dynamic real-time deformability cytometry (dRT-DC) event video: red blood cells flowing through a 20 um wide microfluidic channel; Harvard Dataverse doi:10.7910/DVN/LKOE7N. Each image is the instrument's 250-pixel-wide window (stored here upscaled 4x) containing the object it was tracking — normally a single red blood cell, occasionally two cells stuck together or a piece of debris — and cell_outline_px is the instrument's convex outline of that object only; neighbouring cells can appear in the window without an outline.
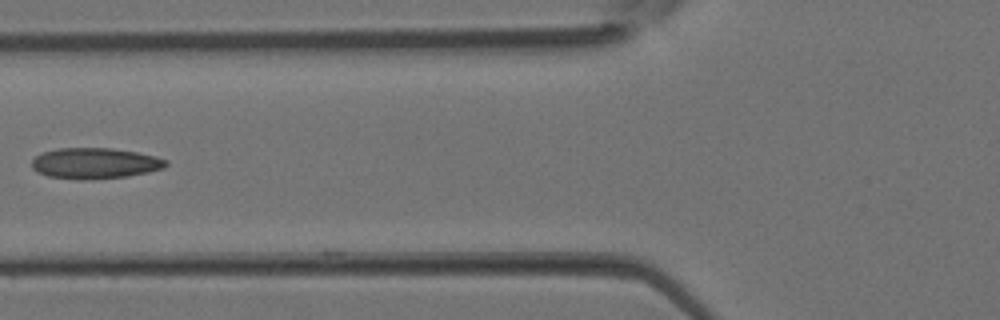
{"species": "Egyptian fruit bat (a non-hibernating species)", "species_latin": "Rousettus aegyptiacus", "temperature_condition": "room temperature", "stored_images_in_passage": 5, "camera_frame_rate_fps": 3000, "um_per_image_px": 0.085, "animal": {"sex": "female"}, "frame": {"image": 1, "passage_image": 5, "time_ms": 1.333, "image_size_px": [1000, 320], "cell_outline_px": [[168, 164], [164, 168], [148, 172], [124, 176], [92, 180], [80, 180], [48, 176], [36, 172], [32, 168], [32, 160], [36, 156], [44, 152], [60, 148], [112, 148], [136, 152], [156, 156], [168, 160]], "centroid_in_image_um": [8.07, 13.88], "position_along_channel_um": 117.7, "area_um2": 24.16}}